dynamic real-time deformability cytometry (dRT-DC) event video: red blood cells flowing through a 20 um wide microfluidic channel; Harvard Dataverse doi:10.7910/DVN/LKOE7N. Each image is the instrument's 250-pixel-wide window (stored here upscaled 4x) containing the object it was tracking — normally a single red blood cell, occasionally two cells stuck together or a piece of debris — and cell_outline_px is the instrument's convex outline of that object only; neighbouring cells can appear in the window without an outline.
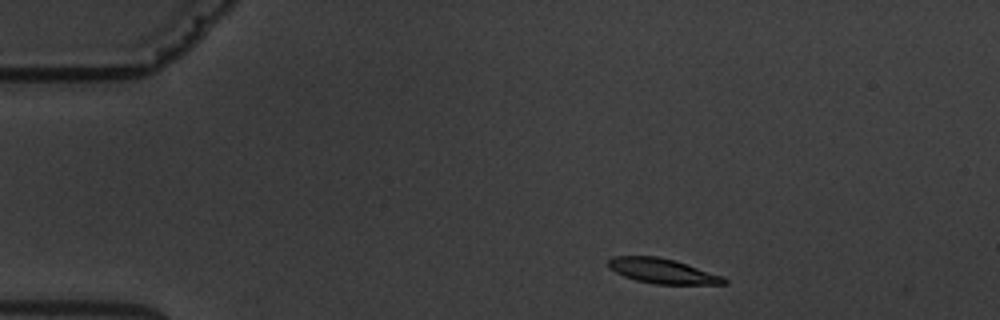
{"species": "common noctule bat (a hibernating species)", "species_latin": "Nyctalus noctula", "temperature_condition": "warm", "stored_images_in_passage": 3, "camera_frame_rate_fps": 3000, "um_per_image_px": 0.085, "animal": {"sex": "male", "body_mass_g": 19.5, "forearm_length_mm": 54.6}, "frame": {"image": 1, "passage_image": 1, "time_ms": 0.0, "image_size_px": [1000, 320], "cell_outline_px": [[728, 284], [656, 284], [636, 280], [624, 276], [608, 268], [608, 260], [612, 256], [656, 256], [672, 260], [720, 276], [728, 280]], "centroid_in_image_um": [56.23, 23.04], "position_along_channel_um": 28.8, "area_um2": 16.36}}